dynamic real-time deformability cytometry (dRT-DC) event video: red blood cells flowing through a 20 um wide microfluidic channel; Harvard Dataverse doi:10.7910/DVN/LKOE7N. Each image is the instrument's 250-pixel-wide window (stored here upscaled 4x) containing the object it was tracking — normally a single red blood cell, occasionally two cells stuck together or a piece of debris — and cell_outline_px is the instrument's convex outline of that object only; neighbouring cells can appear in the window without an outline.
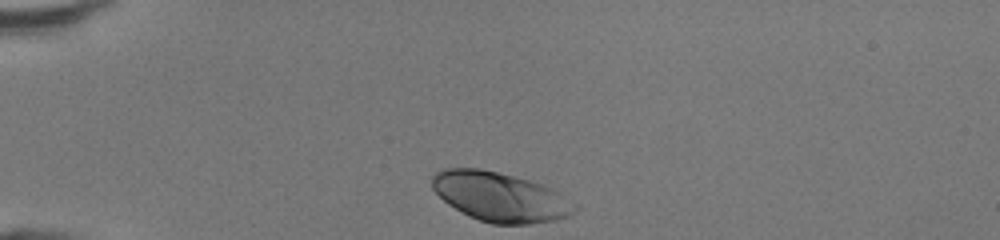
{"species": "human", "species_latin": "Homo sapiens", "temperature_condition": "room temperature", "stored_images_in_passage": 29, "camera_frame_rate_fps": 3000, "um_per_image_px": 0.085, "donor": {"sex": "female"}, "frame": {"image": 1, "passage_image": 1, "time_ms": 0.0, "image_size_px": [1000, 240], "cell_outline_px": [[580, 208], [576, 212], [568, 216], [556, 220], [532, 224], [492, 224], [468, 216], [448, 204], [432, 188], [432, 176], [436, 172], [444, 168], [480, 168], [528, 180], [552, 188]], "centroid_in_image_um": [42.52, 16.74], "position_along_channel_um": 42.5, "area_um2": 40.86}}
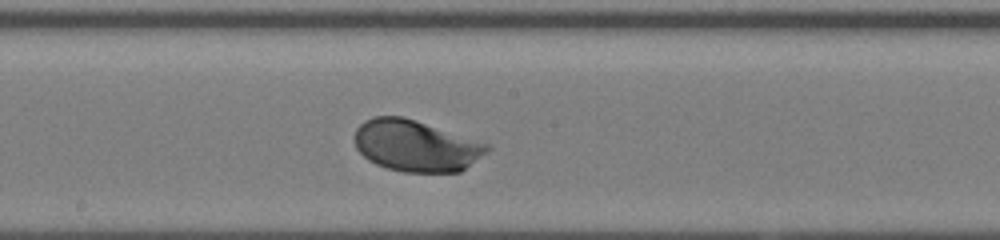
{"frame": {"image": 2, "passage_image": 16, "time_ms": 5.0, "image_size_px": [1000, 240], "cell_outline_px": [[492, 148], [460, 172], [404, 172], [388, 168], [376, 164], [368, 160], [356, 148], [356, 128], [364, 120], [372, 116], [404, 116], [488, 144]], "centroid_in_image_um": [35.33, 12.38], "position_along_channel_um": 212.9, "area_um2": 39.42}}
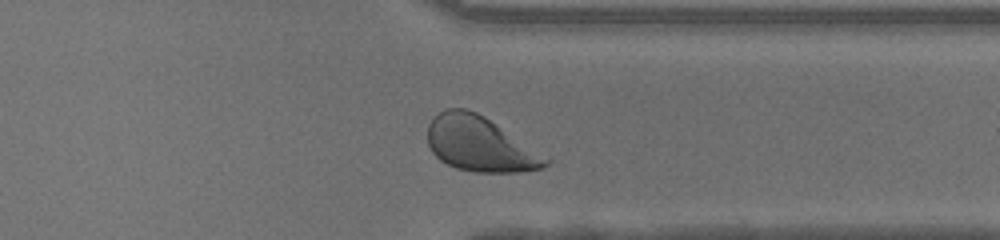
{"frame": {"image": 3, "passage_image": 27, "time_ms": 8.667, "image_size_px": [1000, 240], "cell_outline_px": [[556, 160], [544, 168], [516, 172], [472, 172], [456, 168], [440, 160], [432, 152], [428, 144], [428, 124], [440, 112], [448, 108], [464, 108], [476, 112], [484, 116]], "centroid_in_image_um": [40.88, 12.27], "position_along_channel_um": 370.5, "area_um2": 38.21}, "authors_computed_cell_mechanics": {"area_um2": 39.015, "velocity_mm_per_s": 4.291, "shape_relaxation_time_tau1_ms": 1.4384, "shape_relaxation_time_tau2_ms": null, "deformation_change_tau1": 0.1366, "deformation_change_tau2": null}}